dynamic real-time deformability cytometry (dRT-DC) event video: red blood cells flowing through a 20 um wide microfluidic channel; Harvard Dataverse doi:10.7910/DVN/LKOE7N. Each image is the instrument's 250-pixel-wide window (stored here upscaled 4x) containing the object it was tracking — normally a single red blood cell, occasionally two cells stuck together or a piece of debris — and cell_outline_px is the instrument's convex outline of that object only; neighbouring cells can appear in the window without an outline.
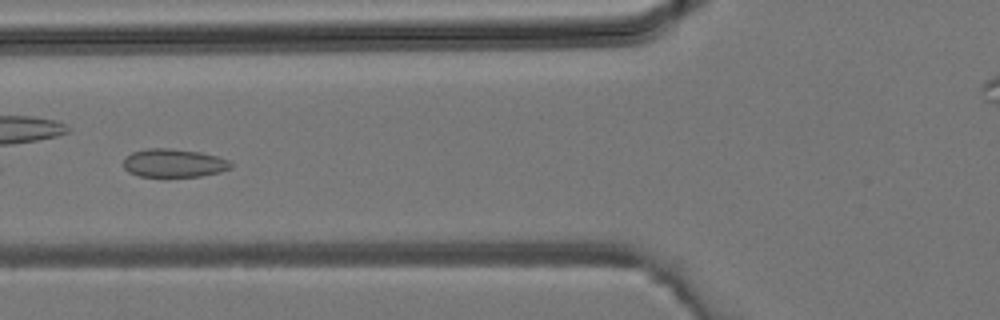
{"species": "common noctule bat (a hibernating species)", "species_latin": "Nyctalus noctula", "temperature_condition": "room temperature", "stored_images_in_passage": 26, "camera_frame_rate_fps": 3000, "um_per_image_px": 0.085, "animal": {"sex": "male", "body_mass_g": 19.2, "forearm_length_mm": 51.8}, "frame": {"image": 1, "passage_image": 8, "time_ms": 2.333, "image_size_px": [1000, 320], "cell_outline_px": [[232, 168], [220, 172], [200, 176], [140, 176], [128, 172], [124, 168], [124, 156], [132, 152], [148, 148], [172, 148], [200, 152], [216, 156], [228, 160], [232, 164]], "centroid_in_image_um": [14.76, 13.85], "position_along_channel_um": 111.0, "area_um2": 17.74}}
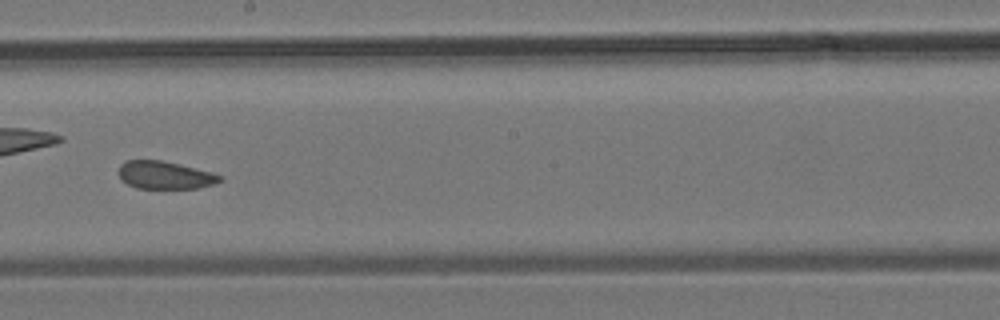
{"frame": {"image": 2, "passage_image": 15, "time_ms": 4.667, "image_size_px": [1000, 320], "cell_outline_px": [[224, 180], [216, 184], [196, 188], [136, 188], [120, 180], [120, 164], [124, 160], [160, 160], [180, 164], [212, 172], [224, 176]], "centroid_in_image_um": [14.06, 14.88], "position_along_channel_um": 234.1, "area_um2": 16.53}}
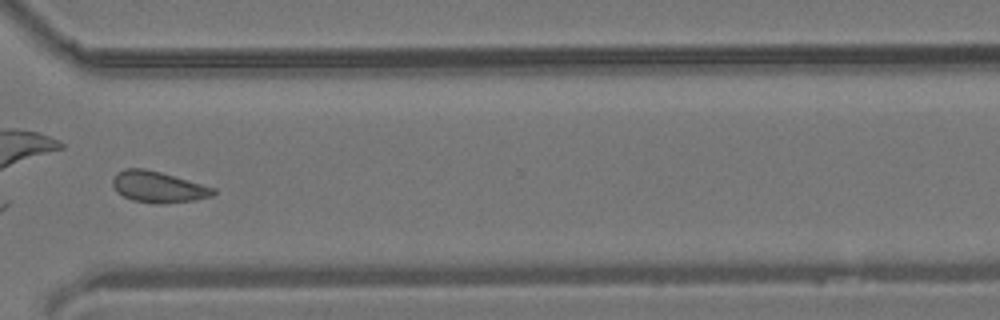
{"frame": {"image": 3, "passage_image": 22, "time_ms": 7.0, "image_size_px": [1000, 320], "cell_outline_px": [[216, 192], [212, 196], [196, 200], [160, 204], [132, 200], [116, 192], [112, 184], [112, 180], [116, 172], [124, 168], [144, 168], [160, 172], [216, 188]], "centroid_in_image_um": [13.43, 15.89], "position_along_channel_um": 357.2, "area_um2": 18.32}}